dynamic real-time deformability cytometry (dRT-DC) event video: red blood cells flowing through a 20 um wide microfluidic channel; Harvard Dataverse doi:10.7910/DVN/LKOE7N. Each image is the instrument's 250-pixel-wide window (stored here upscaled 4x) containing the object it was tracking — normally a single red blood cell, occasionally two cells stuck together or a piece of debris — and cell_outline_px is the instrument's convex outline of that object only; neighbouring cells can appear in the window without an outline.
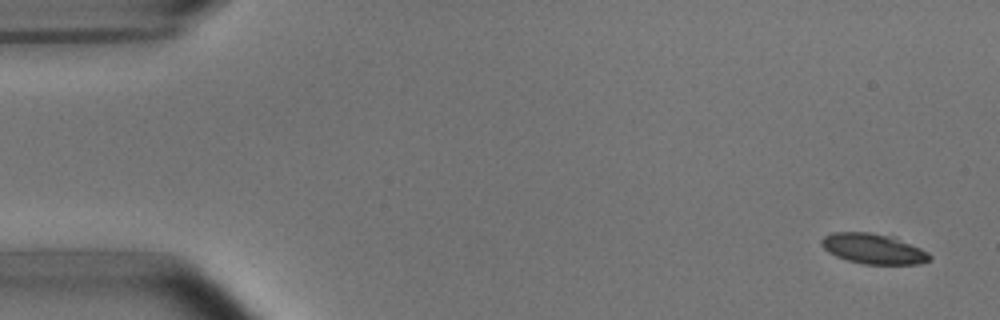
{"species": "common noctule bat (a hibernating species)", "species_latin": "Nyctalus noctula", "temperature_condition": "room temperature", "stored_images_in_passage": 52, "camera_frame_rate_fps": 3000, "um_per_image_px": 0.085, "animal": {"sex": "male", "body_mass_g": 15.6}, "frame": {"image": 1, "passage_image": 1, "time_ms": 0.0, "image_size_px": [1000, 320], "cell_outline_px": [[932, 256], [928, 260], [920, 264], [864, 264], [848, 260], [836, 256], [828, 252], [820, 244], [820, 240], [824, 236], [832, 232], [868, 232], [896, 236], [928, 252]], "centroid_in_image_um": [74.23, 21.13], "position_along_channel_um": 10.8, "area_um2": 19.25}}
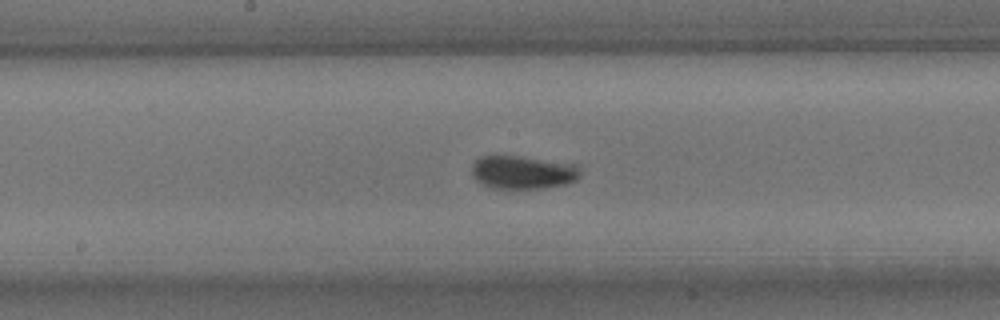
{"frame": {"image": 2, "passage_image": 26, "time_ms": 8.333, "image_size_px": [1000, 320], "cell_outline_px": [[584, 168], [580, 176], [576, 180], [564, 184], [544, 188], [492, 188], [480, 184], [472, 176], [472, 164], [480, 156], [520, 156], [576, 164]], "centroid_in_image_um": [44.47, 14.64], "position_along_channel_um": 203.7, "area_um2": 21.27}}
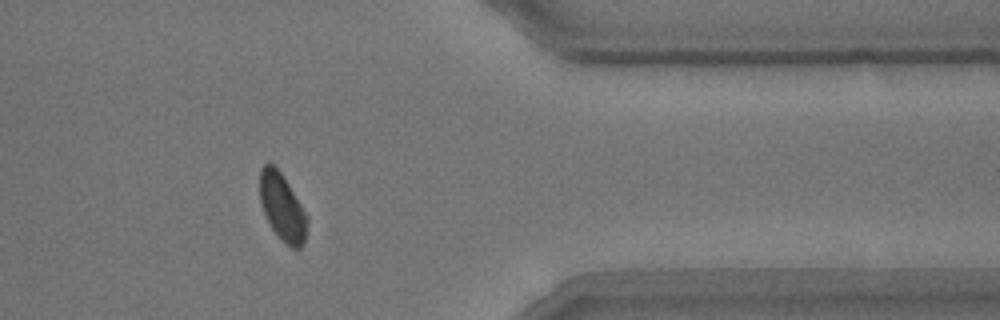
{"frame": {"image": 3, "passage_image": 42, "time_ms": 13.667, "image_size_px": [1000, 320], "cell_outline_px": [[308, 220], [304, 244], [300, 248], [292, 248], [272, 228], [260, 204], [260, 168], [264, 164], [272, 164], [280, 172], [288, 184], [308, 216]], "centroid_in_image_um": [24.0, 17.6], "position_along_channel_um": 387.4, "area_um2": 18.09}, "authors_computed_cell_mechanics": {"area_um2": 20.0566, "velocity_mm_per_s": 3.784, "shape_relaxation_time_tau1_ms": 2.8234, "shape_relaxation_time_tau2_ms": null, "deformation_change_tau1": 0.1176, "deformation_change_tau2": null}}